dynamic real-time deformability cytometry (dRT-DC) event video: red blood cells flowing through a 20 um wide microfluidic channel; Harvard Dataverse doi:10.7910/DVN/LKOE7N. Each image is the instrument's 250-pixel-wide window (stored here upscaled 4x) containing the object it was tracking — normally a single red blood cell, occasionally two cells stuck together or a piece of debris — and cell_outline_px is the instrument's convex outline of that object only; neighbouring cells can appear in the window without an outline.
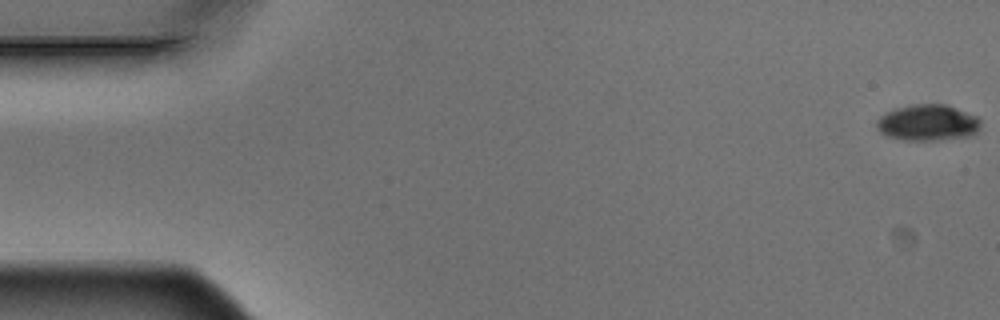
{"species": "Egyptian fruit bat (a non-hibernating species)", "species_latin": "Rousettus aegyptiacus", "temperature_condition": "warm", "stored_images_in_passage": 6, "camera_frame_rate_fps": 3000, "um_per_image_px": 0.085, "animal": {"sex": "male"}, "frame": {"image": 1, "passage_image": 1, "time_ms": 0.0, "image_size_px": [1000, 320], "cell_outline_px": [[980, 124], [976, 132], [968, 136], [936, 140], [904, 140], [888, 136], [880, 132], [876, 128], [876, 120], [884, 112], [896, 108], [912, 104], [944, 104], [976, 116], [980, 120]], "centroid_in_image_um": [78.8, 10.42], "position_along_channel_um": 6.2, "area_um2": 21.79}}
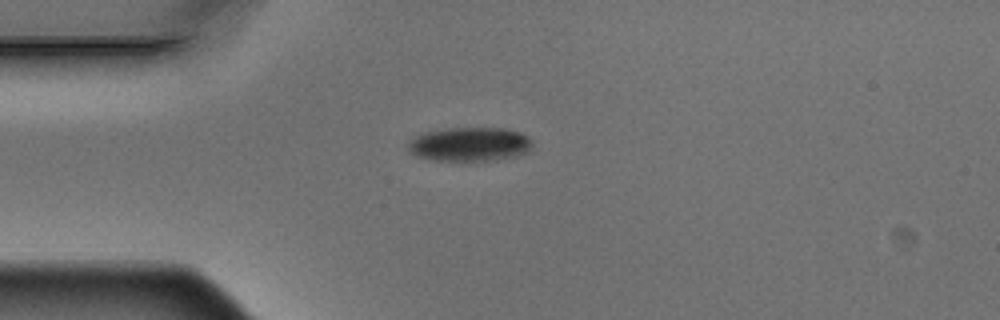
{"frame": {"image": 2, "passage_image": 5, "time_ms": 1.333, "image_size_px": [1000, 320], "cell_outline_px": [[532, 148], [528, 152], [516, 156], [496, 160], [432, 160], [416, 156], [408, 152], [408, 140], [424, 132], [448, 128], [504, 128], [520, 132], [528, 136], [532, 140]], "centroid_in_image_um": [39.93, 12.26], "position_along_channel_um": 45.1, "area_um2": 24.85}}
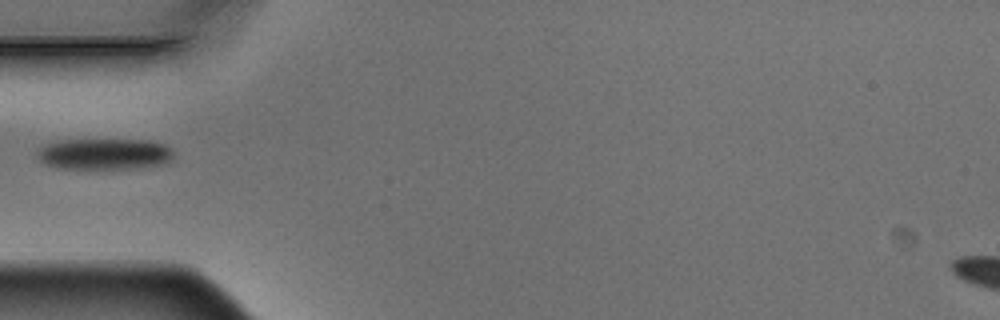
{"frame": {"image": 3, "passage_image": 6, "time_ms": 1.667, "image_size_px": [1000, 320], "cell_outline_px": [[176, 152], [172, 160], [168, 164], [140, 168], [56, 168], [44, 164], [36, 156], [36, 152], [40, 148], [48, 144], [64, 140], [148, 140], [164, 144], [172, 148]], "centroid_in_image_um": [8.96, 13.1], "position_along_channel_um": 76.0, "area_um2": 25.03}}